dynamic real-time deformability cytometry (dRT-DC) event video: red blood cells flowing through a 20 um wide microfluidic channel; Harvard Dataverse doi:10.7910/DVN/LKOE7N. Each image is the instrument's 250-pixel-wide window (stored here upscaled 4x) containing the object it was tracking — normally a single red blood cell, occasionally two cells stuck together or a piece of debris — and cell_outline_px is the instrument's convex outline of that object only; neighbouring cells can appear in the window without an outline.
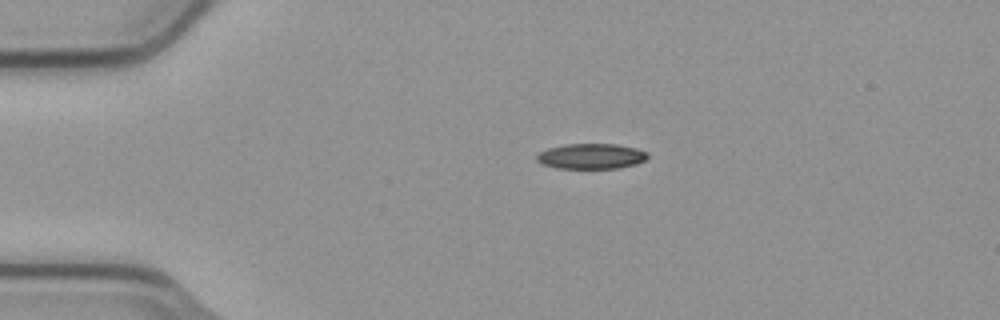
{"species": "common noctule bat (a hibernating species)", "species_latin": "Nyctalus noctula", "temperature_condition": "cold", "stored_images_in_passage": 2, "camera_frame_rate_fps": 3000, "um_per_image_px": 0.085, "animal": {"sex": "male", "body_mass_g": 23.1, "forearm_length_mm": 52.7}, "frame": {"image": 1, "passage_image": 1, "time_ms": 0.0, "image_size_px": [1000, 320], "cell_outline_px": [[648, 156], [644, 160], [636, 164], [616, 168], [556, 168], [540, 164], [536, 160], [536, 156], [540, 152], [548, 148], [564, 144], [616, 144], [636, 148], [648, 152]], "centroid_in_image_um": [50.22, 13.28], "position_along_channel_um": 34.8, "area_um2": 16.42}}